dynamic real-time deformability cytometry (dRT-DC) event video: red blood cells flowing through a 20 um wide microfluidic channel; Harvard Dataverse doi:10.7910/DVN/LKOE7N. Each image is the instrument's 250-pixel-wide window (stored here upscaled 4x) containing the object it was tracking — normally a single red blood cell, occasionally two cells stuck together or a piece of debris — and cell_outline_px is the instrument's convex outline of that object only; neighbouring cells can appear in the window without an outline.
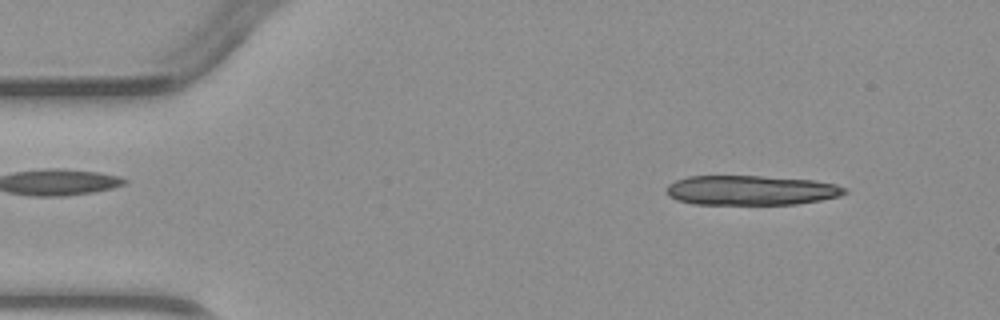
{"species": "common noctule bat (a hibernating species)", "species_latin": "Nyctalus noctula", "temperature_condition": "warm", "stored_images_in_passage": 3, "camera_frame_rate_fps": 3000, "um_per_image_px": 0.085, "animal": {"sex": "male", "body_mass_g": 23.1, "forearm_length_mm": 52.7}, "frame": {"image": 1, "passage_image": 1, "time_ms": 0.0, "image_size_px": [1000, 320], "cell_outline_px": [[848, 192], [840, 196], [820, 200], [796, 204], [692, 204], [676, 200], [668, 196], [668, 184], [676, 180], [688, 176], [760, 176], [816, 180], [836, 184], [848, 188]], "centroid_in_image_um": [63.87, 16.17], "position_along_channel_um": 21.1, "area_um2": 30.98}}